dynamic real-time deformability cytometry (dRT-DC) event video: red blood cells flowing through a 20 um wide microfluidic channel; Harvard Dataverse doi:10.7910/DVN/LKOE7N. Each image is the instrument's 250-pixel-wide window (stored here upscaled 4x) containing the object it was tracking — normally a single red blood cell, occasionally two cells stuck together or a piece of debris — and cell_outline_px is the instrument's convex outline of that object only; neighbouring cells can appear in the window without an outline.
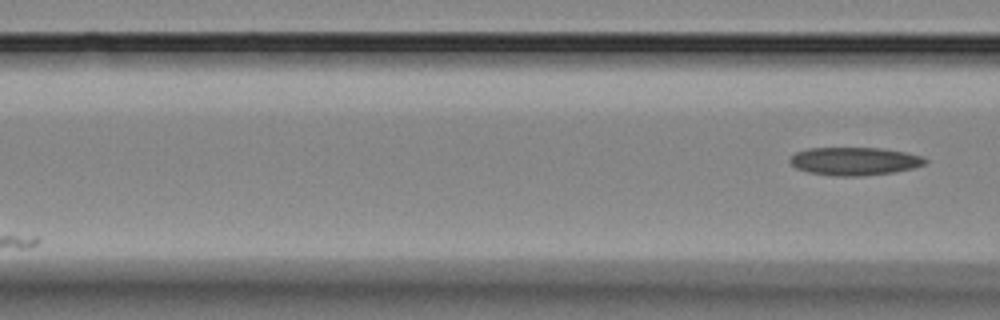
{"species": "Egyptian fruit bat (a non-hibernating species)", "species_latin": "Rousettus aegyptiacus", "temperature_condition": "room temperature", "stored_images_in_passage": 5, "segment_of_instrument_passage": [2, 2], "camera_frame_rate_fps": 3000, "um_per_image_px": 0.085, "animal": {"sex": "female"}, "frame": {"image": 1, "passage_image": 5, "time_ms": 4.667, "image_size_px": [1000, 320], "cell_outline_px": [[928, 160], [924, 164], [912, 168], [892, 172], [860, 176], [832, 176], [808, 172], [796, 168], [788, 160], [796, 152], [808, 148], [880, 148], [904, 152], [924, 156]], "centroid_in_image_um": [72.62, 13.7], "position_along_channel_um": 94.0, "area_um2": 22.02}}